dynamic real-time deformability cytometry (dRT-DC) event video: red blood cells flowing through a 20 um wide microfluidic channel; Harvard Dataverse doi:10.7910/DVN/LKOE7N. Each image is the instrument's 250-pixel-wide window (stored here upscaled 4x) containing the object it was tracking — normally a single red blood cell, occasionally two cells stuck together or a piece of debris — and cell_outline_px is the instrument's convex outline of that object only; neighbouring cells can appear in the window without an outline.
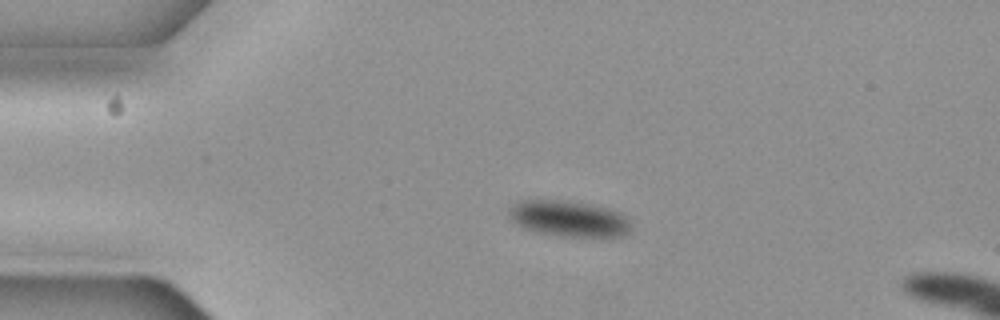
{"species": "common noctule bat (a hibernating species)", "species_latin": "Nyctalus noctula", "temperature_condition": "cold", "stored_images_in_passage": 57, "camera_frame_rate_fps": 3000, "um_per_image_px": 0.085, "animal": {"sex": "female", "body_mass_g": 19.3, "forearm_length_mm": 54.1}, "frame": {"image": 1, "passage_image": 13, "time_ms": 4.0, "image_size_px": [1000, 320], "cell_outline_px": [[632, 228], [628, 232], [620, 236], [564, 236], [536, 232], [524, 228], [516, 224], [508, 216], [508, 212], [516, 204], [524, 200], [552, 200], [588, 204], [620, 212], [628, 220]], "centroid_in_image_um": [48.34, 18.6], "position_along_channel_um": 36.7, "area_um2": 24.97}}
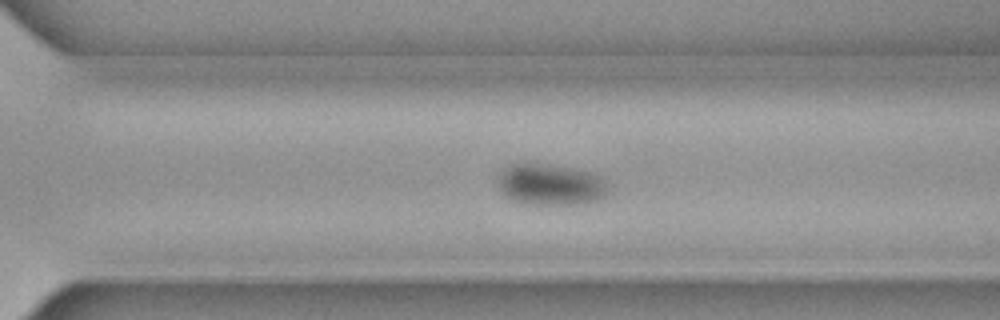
{"frame": {"image": 2, "passage_image": 40, "time_ms": 13.0, "image_size_px": [1000, 320], "cell_outline_px": [[612, 192], [596, 200], [584, 204], [524, 204], [512, 200], [504, 196], [496, 188], [496, 176], [504, 168], [512, 164], [544, 164], [572, 168], [592, 172], [604, 176], [612, 188]], "centroid_in_image_um": [46.82, 15.7], "position_along_channel_um": 323.8, "area_um2": 27.46}}
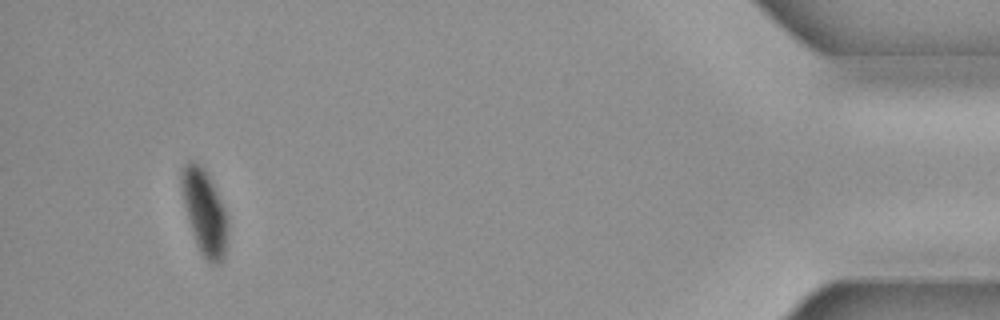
{"frame": {"image": 3, "passage_image": 54, "time_ms": 17.667, "image_size_px": [1000, 320], "cell_outline_px": [[228, 240], [224, 260], [220, 264], [212, 264], [200, 252], [196, 244], [192, 232], [184, 204], [180, 188], [180, 168], [188, 160], [200, 160], [208, 172], [228, 216]], "centroid_in_image_um": [17.38, 17.96], "position_along_channel_um": 417.8, "area_um2": 23.76}, "authors_computed_cell_mechanics": {"area_um2": 26.1834, "velocity_mm_per_s": 3.6442, "shape_relaxation_time_tau1_ms": 2.3574, "shape_relaxation_time_tau2_ms": null, "deformation_change_tau1": 0.0827, "deformation_change_tau2": null}}